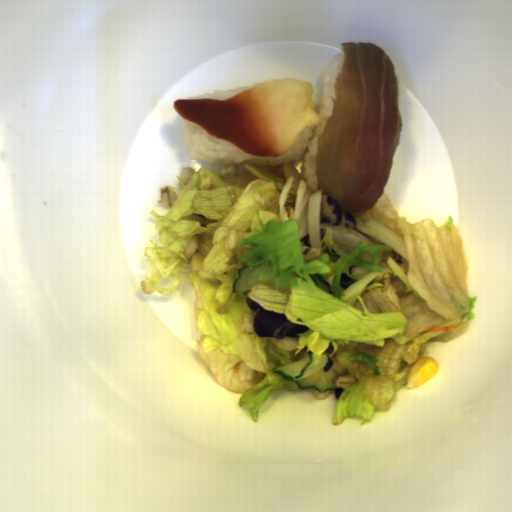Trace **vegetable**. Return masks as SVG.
Listing matches in <instances>:
<instances>
[{
  "instance_id": "96ceb2fe",
  "label": "vegetable",
  "mask_w": 512,
  "mask_h": 512,
  "mask_svg": "<svg viewBox=\"0 0 512 512\" xmlns=\"http://www.w3.org/2000/svg\"><path fill=\"white\" fill-rule=\"evenodd\" d=\"M332 391H333V389H328L326 392H319V391L315 390L314 388H312V393L316 400H324L332 393Z\"/></svg>"
},
{
  "instance_id": "f7b5029e",
  "label": "vegetable",
  "mask_w": 512,
  "mask_h": 512,
  "mask_svg": "<svg viewBox=\"0 0 512 512\" xmlns=\"http://www.w3.org/2000/svg\"><path fill=\"white\" fill-rule=\"evenodd\" d=\"M394 249L395 248L384 243H365L363 240L359 239L352 252L341 255L334 263L335 274L330 284L332 289L331 296L341 300V298L346 295L339 284L341 273H344L346 276L354 279L366 274V271L364 270L360 274L351 275L349 272L351 266H361L370 271L383 273L385 271L384 268L378 265V262L381 259L379 253L382 250L389 252Z\"/></svg>"
},
{
  "instance_id": "ea0f7189",
  "label": "vegetable",
  "mask_w": 512,
  "mask_h": 512,
  "mask_svg": "<svg viewBox=\"0 0 512 512\" xmlns=\"http://www.w3.org/2000/svg\"><path fill=\"white\" fill-rule=\"evenodd\" d=\"M256 217L261 230L238 242L240 246H249L240 259L241 263L251 270L264 264L258 279L261 281L271 268L273 278L277 279L274 289H280L282 281H285L288 287H298L300 284L292 274L295 272L301 279L307 281L312 293H316L318 286L310 275L319 274L323 279H327L332 272L329 253H318L317 258L305 262L301 224L298 218L282 221L271 218L263 223L258 208Z\"/></svg>"
},
{
  "instance_id": "add77e79",
  "label": "vegetable",
  "mask_w": 512,
  "mask_h": 512,
  "mask_svg": "<svg viewBox=\"0 0 512 512\" xmlns=\"http://www.w3.org/2000/svg\"><path fill=\"white\" fill-rule=\"evenodd\" d=\"M306 146L297 161L275 166L285 176L263 171L253 161L224 162L220 171L194 170L183 194L156 218L158 242L143 251L154 265L140 287L147 294L170 296L183 280L194 288L197 350L213 378L241 394L237 407L258 422L271 391L297 392L295 382L273 374L311 352L328 356L324 372L333 369L342 389L331 413L332 426L346 418L372 420L387 411L416 361L428 351L427 342L448 343L469 327L477 296L468 294V265L462 235L448 215L443 225L432 219L408 223L385 193L376 205L353 213L356 229L331 224L320 229L321 189L313 192L303 176ZM274 218H298L305 262L327 252L332 281L335 261L349 254L359 239L384 243L378 265L383 273L351 266L341 273L346 294L338 300L320 288L312 293L295 272L299 286L289 291L256 283L243 294H231L249 246L239 241L259 232ZM455 324L450 332H427L434 325ZM267 337L298 350H282Z\"/></svg>"
}]
</instances>
